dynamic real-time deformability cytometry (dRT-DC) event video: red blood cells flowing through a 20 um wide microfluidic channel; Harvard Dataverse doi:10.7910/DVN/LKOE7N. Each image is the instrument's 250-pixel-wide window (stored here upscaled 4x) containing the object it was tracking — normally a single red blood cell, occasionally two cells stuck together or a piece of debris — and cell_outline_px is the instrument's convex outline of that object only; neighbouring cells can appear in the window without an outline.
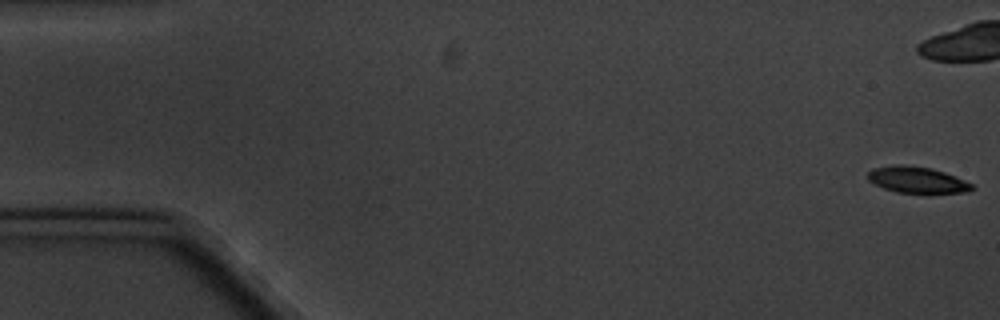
{"species": "common noctule bat (a hibernating species)", "species_latin": "Nyctalus noctula", "temperature_condition": "cold", "stored_images_in_passage": 9, "camera_frame_rate_fps": 3000, "um_per_image_px": 0.085, "animal": {"sex": "male", "body_mass_g": 20.1, "forearm_length_mm": 53.5}, "frame": {"image": 1, "passage_image": 1, "time_ms": 0.0, "image_size_px": [1000, 320], "cell_outline_px": [[976, 188], [968, 192], [896, 192], [884, 188], [868, 180], [868, 172], [872, 168], [892, 164], [904, 164], [932, 168], [944, 172], [972, 184]], "centroid_in_image_um": [77.92, 15.26], "position_along_channel_um": 7.1, "area_um2": 15.78}}